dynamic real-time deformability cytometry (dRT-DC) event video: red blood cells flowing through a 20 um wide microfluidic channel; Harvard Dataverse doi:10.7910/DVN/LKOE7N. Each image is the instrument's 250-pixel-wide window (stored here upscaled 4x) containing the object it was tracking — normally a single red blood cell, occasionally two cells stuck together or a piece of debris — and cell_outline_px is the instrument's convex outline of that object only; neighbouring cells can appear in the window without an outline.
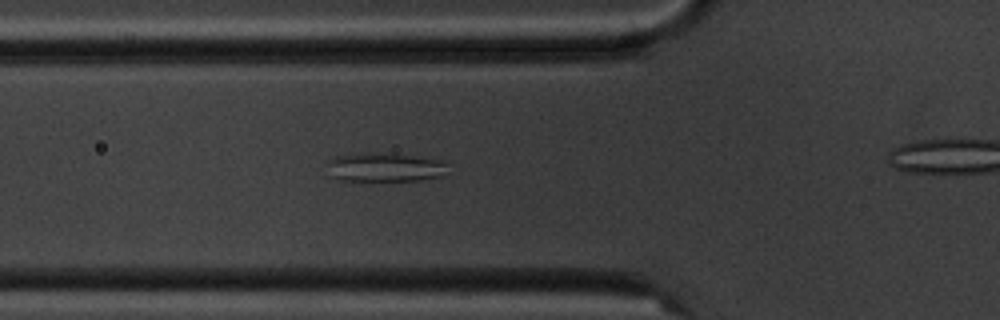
{"species": "common noctule bat (a hibernating species)", "species_latin": "Nyctalus noctula", "temperature_condition": "cold", "stored_images_in_passage": 5, "camera_frame_rate_fps": 3000, "um_per_image_px": 0.085, "animal": {"sex": "male", "body_mass_g": 20.1, "forearm_length_mm": 53.5}, "frame": {"image": 1, "passage_image": 4, "time_ms": 4.333, "image_size_px": [1000, 320], "cell_outline_px": [[452, 164], [444, 176], [420, 180], [340, 180], [332, 176], [328, 164], [328, 160], [336, 156], [360, 152], [368, 152], [412, 156], [440, 160]], "centroid_in_image_um": [32.78, 14.21], "position_along_channel_um": 93.0, "area_um2": 20.35}}